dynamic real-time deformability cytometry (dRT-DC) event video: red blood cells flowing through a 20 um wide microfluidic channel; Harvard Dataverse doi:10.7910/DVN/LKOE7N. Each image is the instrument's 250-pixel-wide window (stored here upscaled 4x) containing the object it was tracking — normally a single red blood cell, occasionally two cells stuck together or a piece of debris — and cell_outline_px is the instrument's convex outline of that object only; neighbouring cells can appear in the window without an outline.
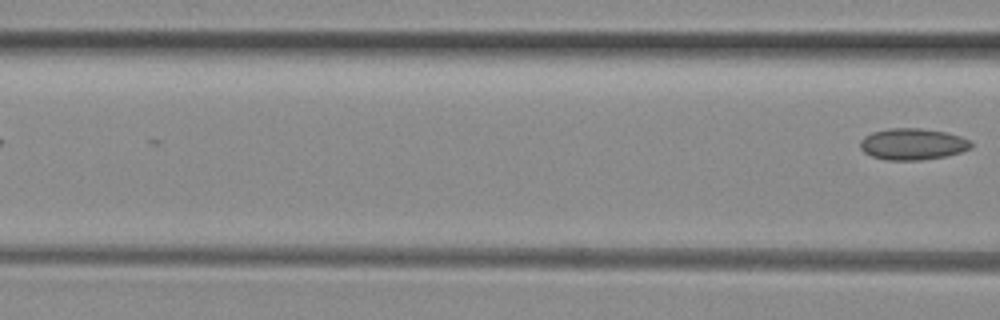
{"species": "common noctule bat (a hibernating species)", "species_latin": "Nyctalus noctula", "temperature_condition": "room temperature", "stored_images_in_passage": 3, "camera_frame_rate_fps": 3000, "um_per_image_px": 0.085, "animal": {"sex": "female", "body_mass_g": 29.2, "forearm_length_mm": 56.3}, "frame": {"image": 1, "passage_image": 3, "time_ms": 0.667, "image_size_px": [1000, 320], "cell_outline_px": [[972, 148], [960, 152], [944, 156], [920, 160], [888, 160], [872, 156], [864, 152], [860, 148], [860, 140], [864, 136], [872, 132], [888, 128], [920, 128], [948, 132], [960, 136], [968, 140], [972, 144]], "centroid_in_image_um": [77.56, 12.24], "position_along_channel_um": 89.0, "area_um2": 20.35}}